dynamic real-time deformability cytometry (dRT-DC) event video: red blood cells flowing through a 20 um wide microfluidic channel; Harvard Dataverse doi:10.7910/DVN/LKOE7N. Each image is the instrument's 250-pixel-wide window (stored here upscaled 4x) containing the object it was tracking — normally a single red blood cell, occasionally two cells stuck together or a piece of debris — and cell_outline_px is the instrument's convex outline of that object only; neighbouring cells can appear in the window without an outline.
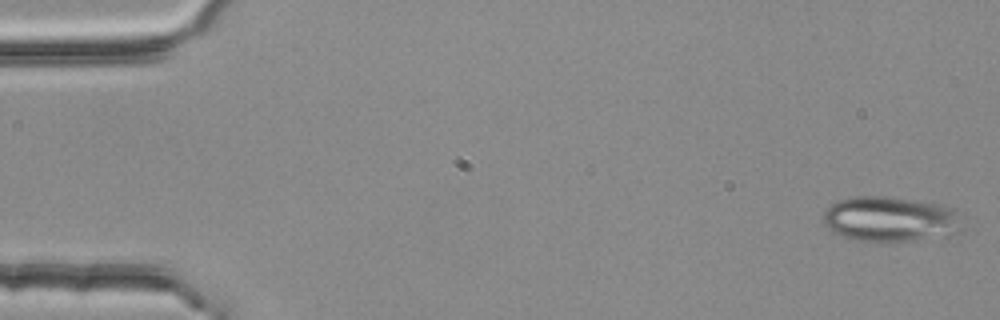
{"species": "common noctule bat (a hibernating species)", "species_latin": "Nyctalus noctula", "temperature_condition": "room temperature", "stored_images_in_passage": 4, "camera_frame_rate_fps": 3000, "um_per_image_px": 0.085, "animal": {"sex": "female", "body_mass_g": 25.1}, "frame": {"image": 1, "passage_image": 1, "time_ms": 0.0, "image_size_px": [1000, 320], "cell_outline_px": [[964, 232], [912, 240], [856, 240], [832, 232], [824, 224], [824, 212], [836, 200], [852, 196], [884, 196], [916, 200], [940, 204], [952, 208], [956, 212], [964, 228]], "centroid_in_image_um": [75.68, 18.6], "position_along_channel_um": 9.3, "area_um2": 36.36}}